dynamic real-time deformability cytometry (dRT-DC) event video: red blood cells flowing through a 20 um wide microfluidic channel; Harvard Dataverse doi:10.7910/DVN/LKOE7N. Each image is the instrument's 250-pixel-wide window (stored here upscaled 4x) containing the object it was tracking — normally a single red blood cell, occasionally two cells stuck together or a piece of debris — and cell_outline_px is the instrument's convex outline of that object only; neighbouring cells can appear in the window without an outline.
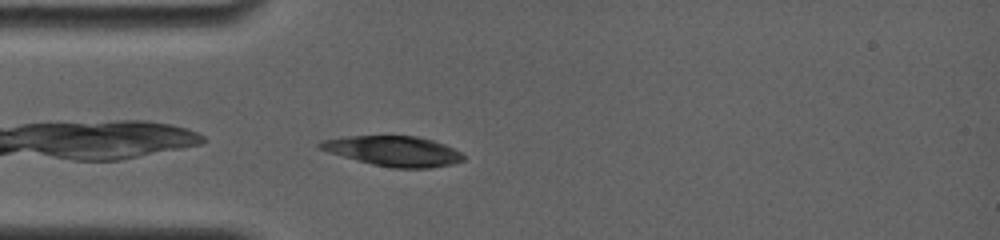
{"species": "common noctule bat (a hibernating species)", "species_latin": "Nyctalus noctula", "temperature_condition": "room temperature", "stored_images_in_passage": 4, "camera_frame_rate_fps": 4000, "um_per_image_px": 0.085, "animal": {"sex": "female", "body_mass_g": 19.0, "forearm_length_mm": 56.7}, "frame": {"image": 1, "passage_image": 1, "time_ms": 0.0, "image_size_px": [1000, 240], "cell_outline_px": [[464, 160], [452, 164], [432, 168], [392, 168], [372, 164], [356, 160], [328, 152], [316, 148], [316, 144], [320, 140], [344, 136], [416, 136], [432, 140], [444, 144], [460, 152], [464, 156]], "centroid_in_image_um": [33.39, 12.84], "position_along_channel_um": 51.6, "area_um2": 25.26}}
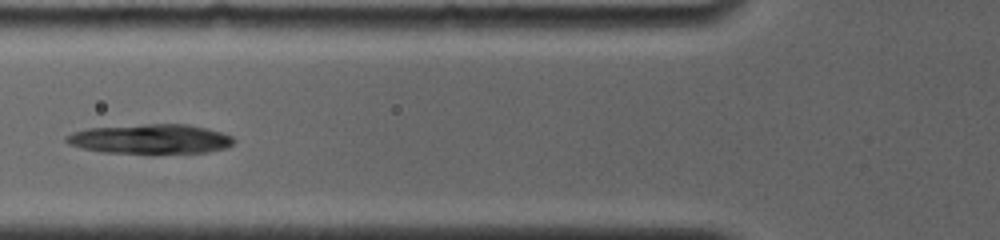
{"frame": {"image": 2, "passage_image": 3, "time_ms": 1.75, "image_size_px": [1000, 240], "cell_outline_px": [[236, 140], [228, 148], [208, 152], [152, 156], [104, 152], [80, 148], [68, 144], [64, 140], [64, 136], [72, 132], [88, 128], [148, 124], [188, 124], [220, 132], [232, 136]], "centroid_in_image_um": [12.78, 11.86], "position_along_channel_um": 113.0, "area_um2": 30.06}}